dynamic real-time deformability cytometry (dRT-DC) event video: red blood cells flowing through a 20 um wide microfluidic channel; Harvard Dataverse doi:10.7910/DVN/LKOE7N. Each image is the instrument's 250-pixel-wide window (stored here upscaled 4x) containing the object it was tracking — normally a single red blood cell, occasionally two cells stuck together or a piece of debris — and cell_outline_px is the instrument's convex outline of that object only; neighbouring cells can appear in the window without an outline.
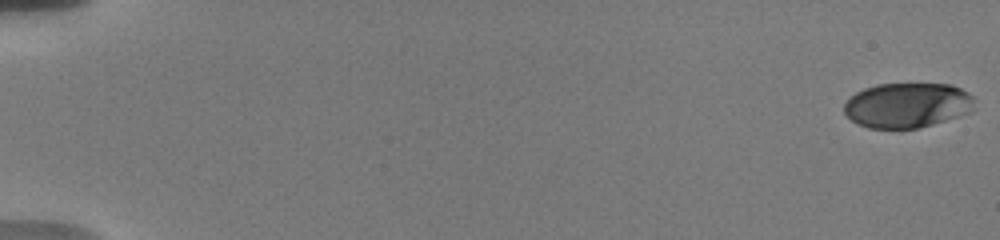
{"species": "human", "species_latin": "Homo sapiens", "temperature_condition": "warm", "stored_images_in_passage": 21, "camera_frame_rate_fps": 3000, "um_per_image_px": 0.085, "donor": {"sex": "male"}, "frame": {"image": 1, "passage_image": 1, "time_ms": 0.0, "image_size_px": [1000, 240], "cell_outline_px": [[972, 100], [968, 112], [960, 116], [932, 124], [916, 128], [868, 128], [852, 120], [844, 112], [844, 104], [856, 92], [864, 88], [876, 84], [952, 84], [968, 92], [972, 96]], "centroid_in_image_um": [77.09, 8.93], "position_along_channel_um": 7.9, "area_um2": 33.76}}
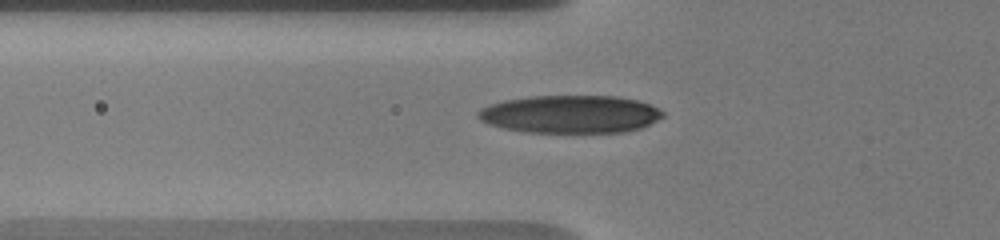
{"frame": {"image": 2, "passage_image": 18, "time_ms": 7.0, "image_size_px": [1000, 240], "cell_outline_px": [[664, 116], [640, 128], [624, 132], [528, 132], [504, 128], [488, 124], [480, 120], [476, 116], [476, 112], [480, 108], [504, 100], [528, 96], [616, 96], [636, 100], [648, 104], [664, 112]], "centroid_in_image_um": [48.43, 9.7], "position_along_channel_um": 77.4, "area_um2": 40.58}}
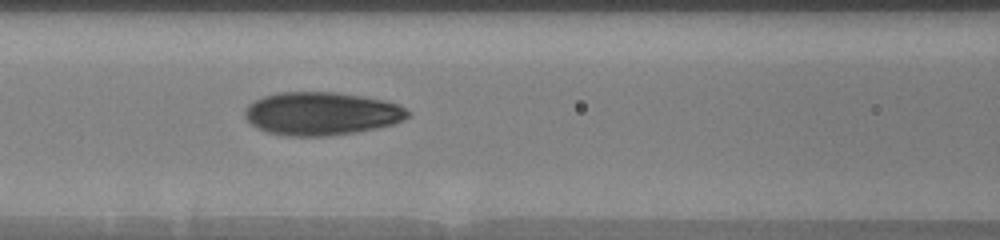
{"frame": {"image": 3, "passage_image": 21, "time_ms": 8.667, "image_size_px": [1000, 240], "cell_outline_px": [[408, 116], [404, 120], [392, 124], [376, 128], [356, 132], [328, 136], [288, 136], [268, 132], [256, 128], [244, 116], [244, 112], [248, 104], [264, 96], [280, 92], [336, 92], [384, 100], [396, 104], [404, 108], [408, 112]], "centroid_in_image_um": [27.3, 9.66], "position_along_channel_um": 139.3, "area_um2": 40.75}}